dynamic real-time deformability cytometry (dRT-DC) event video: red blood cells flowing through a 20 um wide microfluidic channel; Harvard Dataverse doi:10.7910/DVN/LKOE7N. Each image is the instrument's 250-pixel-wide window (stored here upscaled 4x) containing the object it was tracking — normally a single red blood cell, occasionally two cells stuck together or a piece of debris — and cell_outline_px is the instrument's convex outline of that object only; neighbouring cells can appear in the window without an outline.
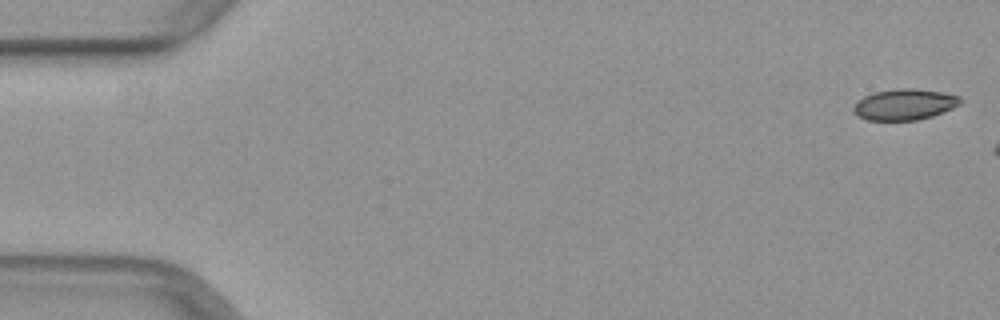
{"species": "common noctule bat (a hibernating species)", "species_latin": "Nyctalus noctula", "temperature_condition": "warm", "stored_images_in_passage": 7, "camera_frame_rate_fps": 3000, "um_per_image_px": 0.085, "animal": {"sex": "female", "body_mass_g": 29.2, "forearm_length_mm": 56.3}, "frame": {"image": 1, "passage_image": 1, "time_ms": 0.0, "image_size_px": [1000, 320], "cell_outline_px": [[964, 100], [960, 104], [944, 112], [932, 116], [916, 120], [868, 120], [856, 116], [852, 112], [852, 108], [856, 100], [872, 92], [896, 88], [916, 88], [940, 92], [960, 96]], "centroid_in_image_um": [76.84, 8.87], "position_along_channel_um": 8.2, "area_um2": 19.65}}